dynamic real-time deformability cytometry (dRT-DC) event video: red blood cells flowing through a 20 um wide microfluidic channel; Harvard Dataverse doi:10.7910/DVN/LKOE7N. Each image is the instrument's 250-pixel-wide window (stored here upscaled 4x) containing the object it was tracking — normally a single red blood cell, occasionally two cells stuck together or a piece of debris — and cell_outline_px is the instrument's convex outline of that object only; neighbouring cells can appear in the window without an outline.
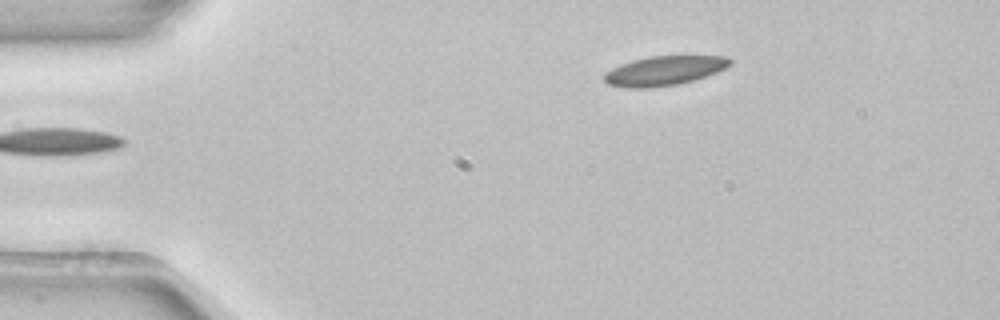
{"species": "common noctule bat (a hibernating species)", "species_latin": "Nyctalus noctula", "temperature_condition": "room temperature", "stored_images_in_passage": 2, "camera_frame_rate_fps": 3000, "um_per_image_px": 0.085, "animal": {"sex": "female", "body_mass_g": 22.7, "forearm_length_mm": 54.2}, "frame": {"image": 1, "passage_image": 1, "time_ms": 0.0, "image_size_px": [1000, 320], "cell_outline_px": [[732, 64], [716, 72], [692, 80], [676, 84], [648, 88], [624, 88], [608, 84], [604, 80], [604, 76], [612, 68], [620, 64], [632, 60], [648, 56], [728, 56], [732, 60]], "centroid_in_image_um": [56.44, 6.0], "position_along_channel_um": 28.6, "area_um2": 21.39}}